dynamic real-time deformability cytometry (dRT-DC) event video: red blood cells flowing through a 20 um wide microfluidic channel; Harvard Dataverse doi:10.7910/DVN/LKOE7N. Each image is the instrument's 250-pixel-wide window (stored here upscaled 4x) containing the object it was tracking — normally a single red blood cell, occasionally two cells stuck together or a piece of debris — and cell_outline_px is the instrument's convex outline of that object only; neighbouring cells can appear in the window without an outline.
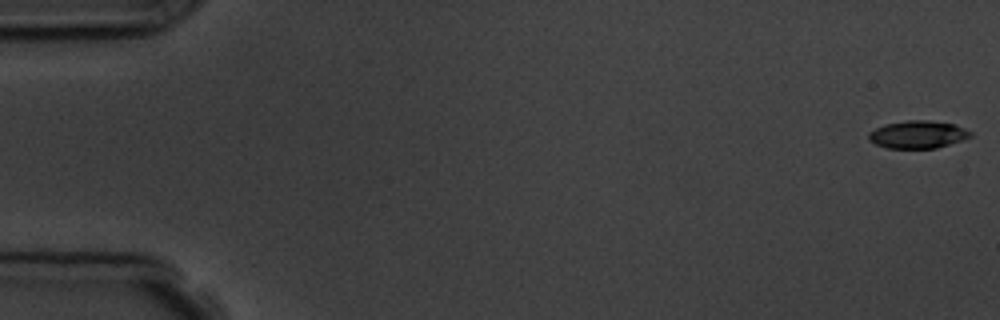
{"species": "common noctule bat (a hibernating species)", "species_latin": "Nyctalus noctula", "temperature_condition": "room temperature", "stored_images_in_passage": 5, "camera_frame_rate_fps": 3000, "um_per_image_px": 0.085, "animal": {"sex": "male", "body_mass_g": 19.5, "forearm_length_mm": 54.6}, "frame": {"image": 1, "passage_image": 1, "time_ms": 0.0, "image_size_px": [1000, 320], "cell_outline_px": [[972, 136], [936, 148], [888, 148], [876, 144], [868, 140], [868, 132], [884, 124], [908, 120], [928, 120], [956, 124], [972, 132]], "centroid_in_image_um": [77.99, 11.42], "position_along_channel_um": 7.0, "area_um2": 16.36}}
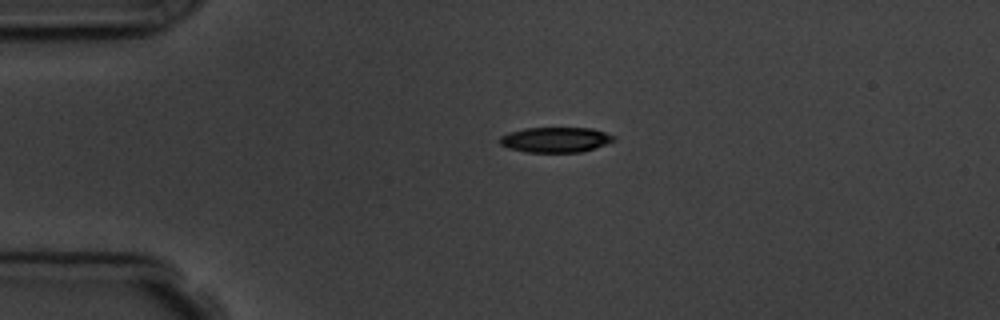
{"frame": {"image": 2, "passage_image": 4, "time_ms": 4.0, "image_size_px": [1000, 320], "cell_outline_px": [[616, 140], [596, 148], [580, 152], [528, 152], [508, 148], [500, 144], [500, 136], [508, 132], [524, 128], [592, 128], [616, 136]], "centroid_in_image_um": [47.23, 11.87], "position_along_channel_um": 37.8, "area_um2": 16.82}}